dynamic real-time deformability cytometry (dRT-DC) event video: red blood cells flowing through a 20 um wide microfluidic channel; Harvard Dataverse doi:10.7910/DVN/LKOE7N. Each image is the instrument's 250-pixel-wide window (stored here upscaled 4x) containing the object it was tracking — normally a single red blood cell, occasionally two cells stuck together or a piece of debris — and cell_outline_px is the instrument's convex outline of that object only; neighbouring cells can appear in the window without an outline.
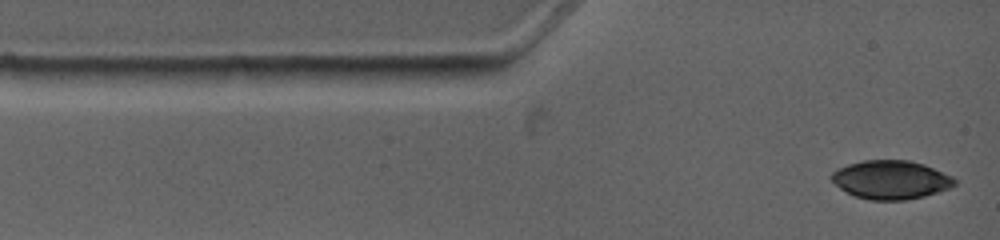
{"species": "common noctule bat (a hibernating species)", "species_latin": "Nyctalus noctula", "temperature_condition": "warm", "stored_images_in_passage": 3, "camera_frame_rate_fps": 4500, "um_per_image_px": 0.085, "animal": {"sex": "female", "body_mass_g": 19.0, "forearm_length_mm": 53.3}, "frame": {"image": 1, "passage_image": 1, "time_ms": 0.0, "image_size_px": [1000, 240], "cell_outline_px": [[956, 184], [948, 188], [924, 196], [904, 200], [868, 200], [856, 196], [840, 188], [832, 180], [832, 172], [848, 164], [864, 160], [908, 160], [924, 164], [952, 176], [956, 180]], "centroid_in_image_um": [75.73, 15.27], "position_along_channel_um": 9.3, "area_um2": 27.4}}
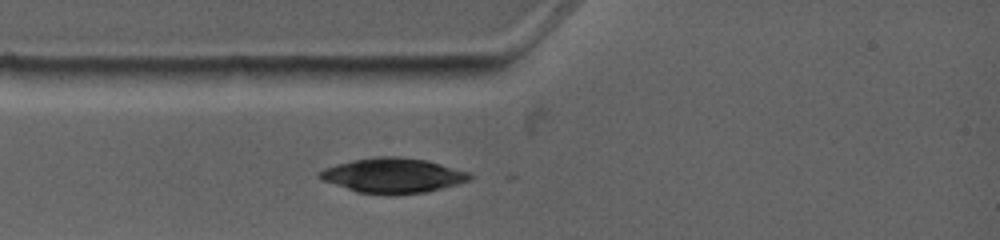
{"frame": {"image": 2, "passage_image": 3, "time_ms": 2.0, "image_size_px": [1000, 240], "cell_outline_px": [[472, 180], [424, 192], [360, 192], [324, 180], [316, 176], [324, 168], [336, 164], [352, 160], [376, 156], [396, 156], [424, 160], [440, 164], [468, 172], [472, 176]], "centroid_in_image_um": [33.4, 14.87], "position_along_channel_um": 51.6, "area_um2": 29.25}}